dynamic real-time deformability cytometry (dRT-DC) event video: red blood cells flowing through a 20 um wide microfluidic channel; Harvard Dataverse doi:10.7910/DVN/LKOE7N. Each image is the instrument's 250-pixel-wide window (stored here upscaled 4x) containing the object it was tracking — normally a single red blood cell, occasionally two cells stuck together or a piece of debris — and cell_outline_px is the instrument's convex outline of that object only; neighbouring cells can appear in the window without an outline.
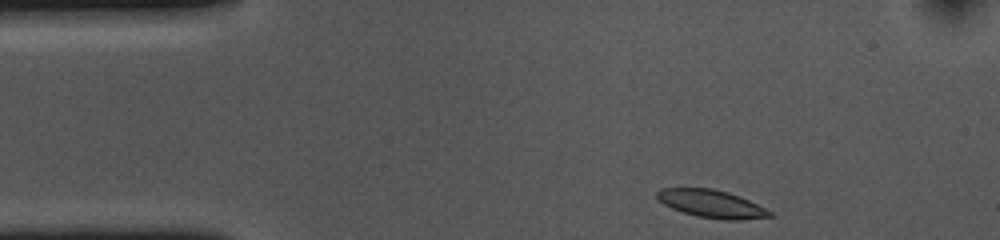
{"species": "common noctule bat (a hibernating species)", "species_latin": "Nyctalus noctula", "temperature_condition": "cold", "stored_images_in_passage": 38, "camera_frame_rate_fps": 3000, "um_per_image_px": 0.085, "animal": {"sex": "female", "body_mass_g": 10.0, "forearm_length_mm": 53.1}, "frame": {"image": 1, "passage_image": 1, "time_ms": 0.0, "image_size_px": [1000, 240], "cell_outline_px": [[772, 216], [740, 220], [724, 220], [696, 216], [672, 208], [664, 204], [656, 196], [656, 192], [660, 188], [712, 188], [728, 192], [740, 196], [772, 212]], "centroid_in_image_um": [60.46, 17.32], "position_along_channel_um": 24.5, "area_um2": 18.09}}
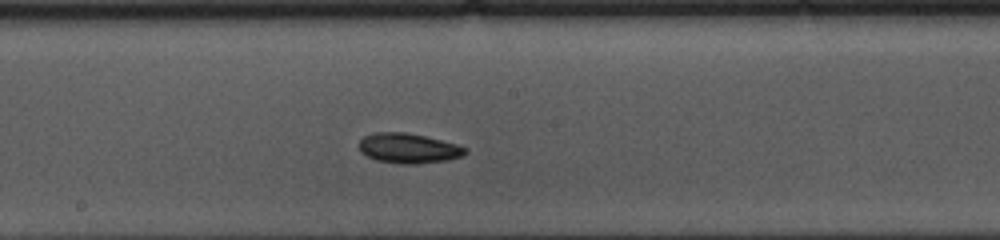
{"frame": {"image": 2, "passage_image": 21, "time_ms": 6.667, "image_size_px": [1000, 240], "cell_outline_px": [[468, 152], [464, 156], [448, 160], [416, 164], [400, 164], [376, 160], [360, 152], [360, 140], [364, 136], [376, 132], [404, 132], [424, 136], [456, 144], [468, 148]], "centroid_in_image_um": [34.75, 12.61], "position_along_channel_um": 213.5, "area_um2": 18.55}}
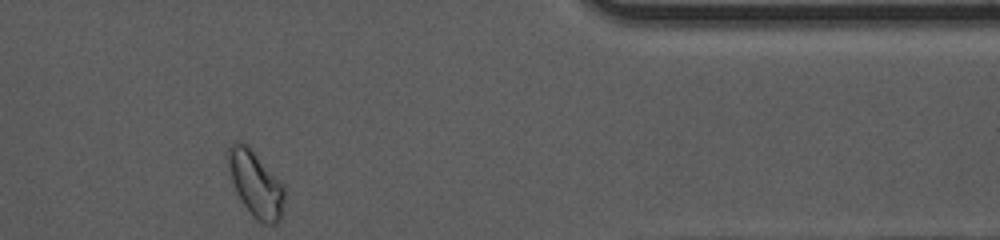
{"frame": {"image": 3, "passage_image": 38, "time_ms": 12.333, "image_size_px": [1000, 240], "cell_outline_px": [[284, 196], [280, 224], [264, 224], [256, 220], [252, 216], [236, 192], [232, 180], [228, 164], [228, 148], [236, 140], [240, 140], [252, 148], [284, 188]], "centroid_in_image_um": [21.72, 15.64], "position_along_channel_um": 389.7, "area_um2": 21.33}, "authors_computed_cell_mechanics": {"area_um2": 18.2937, "velocity_mm_per_s": 3.6131, "shape_relaxation_time_tau1_ms": null, "shape_relaxation_time_tau2_ms": 3.6953, "deformation_change_tau1": null, "deformation_change_tau2": 0.0814}}